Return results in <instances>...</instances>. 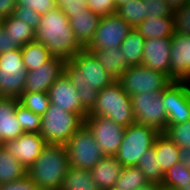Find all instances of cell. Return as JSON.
<instances>
[{"mask_svg":"<svg viewBox=\"0 0 190 190\" xmlns=\"http://www.w3.org/2000/svg\"><path fill=\"white\" fill-rule=\"evenodd\" d=\"M63 72L77 89L81 105L88 113L96 105L99 91L116 81L85 48L65 61Z\"/></svg>","mask_w":190,"mask_h":190,"instance_id":"cell-1","label":"cell"},{"mask_svg":"<svg viewBox=\"0 0 190 190\" xmlns=\"http://www.w3.org/2000/svg\"><path fill=\"white\" fill-rule=\"evenodd\" d=\"M34 41L43 43L53 57L71 60L84 47L76 39L69 19L59 7L41 15L34 30Z\"/></svg>","mask_w":190,"mask_h":190,"instance_id":"cell-2","label":"cell"},{"mask_svg":"<svg viewBox=\"0 0 190 190\" xmlns=\"http://www.w3.org/2000/svg\"><path fill=\"white\" fill-rule=\"evenodd\" d=\"M69 167L65 146L47 143L39 157L27 169V176L40 190H59Z\"/></svg>","mask_w":190,"mask_h":190,"instance_id":"cell-3","label":"cell"},{"mask_svg":"<svg viewBox=\"0 0 190 190\" xmlns=\"http://www.w3.org/2000/svg\"><path fill=\"white\" fill-rule=\"evenodd\" d=\"M87 116L105 117L123 127L136 122L131 96L123 90L118 80L99 91L96 105Z\"/></svg>","mask_w":190,"mask_h":190,"instance_id":"cell-4","label":"cell"},{"mask_svg":"<svg viewBox=\"0 0 190 190\" xmlns=\"http://www.w3.org/2000/svg\"><path fill=\"white\" fill-rule=\"evenodd\" d=\"M84 125V119L76 113L68 112L51 104L41 116L40 135L46 143L65 145Z\"/></svg>","mask_w":190,"mask_h":190,"instance_id":"cell-5","label":"cell"},{"mask_svg":"<svg viewBox=\"0 0 190 190\" xmlns=\"http://www.w3.org/2000/svg\"><path fill=\"white\" fill-rule=\"evenodd\" d=\"M156 128L133 123L125 128L122 143L115 155L123 167L137 166L143 154L153 147L157 136L160 134Z\"/></svg>","mask_w":190,"mask_h":190,"instance_id":"cell-6","label":"cell"},{"mask_svg":"<svg viewBox=\"0 0 190 190\" xmlns=\"http://www.w3.org/2000/svg\"><path fill=\"white\" fill-rule=\"evenodd\" d=\"M64 146L67 150L70 167L90 171L105 157L85 125Z\"/></svg>","mask_w":190,"mask_h":190,"instance_id":"cell-7","label":"cell"},{"mask_svg":"<svg viewBox=\"0 0 190 190\" xmlns=\"http://www.w3.org/2000/svg\"><path fill=\"white\" fill-rule=\"evenodd\" d=\"M27 70L21 48L0 54V97L18 99L24 92Z\"/></svg>","mask_w":190,"mask_h":190,"instance_id":"cell-8","label":"cell"},{"mask_svg":"<svg viewBox=\"0 0 190 190\" xmlns=\"http://www.w3.org/2000/svg\"><path fill=\"white\" fill-rule=\"evenodd\" d=\"M118 81L129 96L145 92L163 91L173 82L167 74L147 68L142 64L130 66Z\"/></svg>","mask_w":190,"mask_h":190,"instance_id":"cell-9","label":"cell"},{"mask_svg":"<svg viewBox=\"0 0 190 190\" xmlns=\"http://www.w3.org/2000/svg\"><path fill=\"white\" fill-rule=\"evenodd\" d=\"M163 91L145 92L131 96L136 123L151 126L159 132L167 128V113L162 101Z\"/></svg>","mask_w":190,"mask_h":190,"instance_id":"cell-10","label":"cell"},{"mask_svg":"<svg viewBox=\"0 0 190 190\" xmlns=\"http://www.w3.org/2000/svg\"><path fill=\"white\" fill-rule=\"evenodd\" d=\"M162 103L167 113V125L190 120V82L173 81L162 93Z\"/></svg>","mask_w":190,"mask_h":190,"instance_id":"cell-11","label":"cell"},{"mask_svg":"<svg viewBox=\"0 0 190 190\" xmlns=\"http://www.w3.org/2000/svg\"><path fill=\"white\" fill-rule=\"evenodd\" d=\"M84 125L91 132L105 156H115L117 154L126 127L99 116H86Z\"/></svg>","mask_w":190,"mask_h":190,"instance_id":"cell-12","label":"cell"},{"mask_svg":"<svg viewBox=\"0 0 190 190\" xmlns=\"http://www.w3.org/2000/svg\"><path fill=\"white\" fill-rule=\"evenodd\" d=\"M133 27L117 13L101 17L94 37L85 49L120 47Z\"/></svg>","mask_w":190,"mask_h":190,"instance_id":"cell-13","label":"cell"},{"mask_svg":"<svg viewBox=\"0 0 190 190\" xmlns=\"http://www.w3.org/2000/svg\"><path fill=\"white\" fill-rule=\"evenodd\" d=\"M48 95L51 104L57 105L65 111L79 114L83 119L88 115L81 105L77 89L64 72L52 84Z\"/></svg>","mask_w":190,"mask_h":190,"instance_id":"cell-14","label":"cell"},{"mask_svg":"<svg viewBox=\"0 0 190 190\" xmlns=\"http://www.w3.org/2000/svg\"><path fill=\"white\" fill-rule=\"evenodd\" d=\"M47 143L40 133L24 132L17 139L3 144L26 169H28L41 154Z\"/></svg>","mask_w":190,"mask_h":190,"instance_id":"cell-15","label":"cell"},{"mask_svg":"<svg viewBox=\"0 0 190 190\" xmlns=\"http://www.w3.org/2000/svg\"><path fill=\"white\" fill-rule=\"evenodd\" d=\"M171 40L170 78L190 82V35L175 32Z\"/></svg>","mask_w":190,"mask_h":190,"instance_id":"cell-16","label":"cell"},{"mask_svg":"<svg viewBox=\"0 0 190 190\" xmlns=\"http://www.w3.org/2000/svg\"><path fill=\"white\" fill-rule=\"evenodd\" d=\"M65 61L53 57L44 65L35 70L27 71L24 92H46L48 93L52 84L63 73Z\"/></svg>","mask_w":190,"mask_h":190,"instance_id":"cell-17","label":"cell"},{"mask_svg":"<svg viewBox=\"0 0 190 190\" xmlns=\"http://www.w3.org/2000/svg\"><path fill=\"white\" fill-rule=\"evenodd\" d=\"M171 46V38L145 40L142 65L161 71L170 77Z\"/></svg>","mask_w":190,"mask_h":190,"instance_id":"cell-18","label":"cell"},{"mask_svg":"<svg viewBox=\"0 0 190 190\" xmlns=\"http://www.w3.org/2000/svg\"><path fill=\"white\" fill-rule=\"evenodd\" d=\"M18 102L13 97H0V140L3 144L24 133L16 116Z\"/></svg>","mask_w":190,"mask_h":190,"instance_id":"cell-19","label":"cell"},{"mask_svg":"<svg viewBox=\"0 0 190 190\" xmlns=\"http://www.w3.org/2000/svg\"><path fill=\"white\" fill-rule=\"evenodd\" d=\"M76 39L85 48L93 39L101 17L88 8L83 12L67 16Z\"/></svg>","mask_w":190,"mask_h":190,"instance_id":"cell-20","label":"cell"},{"mask_svg":"<svg viewBox=\"0 0 190 190\" xmlns=\"http://www.w3.org/2000/svg\"><path fill=\"white\" fill-rule=\"evenodd\" d=\"M122 169L123 165L115 156H105L90 173L100 190H112Z\"/></svg>","mask_w":190,"mask_h":190,"instance_id":"cell-21","label":"cell"},{"mask_svg":"<svg viewBox=\"0 0 190 190\" xmlns=\"http://www.w3.org/2000/svg\"><path fill=\"white\" fill-rule=\"evenodd\" d=\"M135 29L145 40L172 38L175 33L174 17H147Z\"/></svg>","mask_w":190,"mask_h":190,"instance_id":"cell-22","label":"cell"},{"mask_svg":"<svg viewBox=\"0 0 190 190\" xmlns=\"http://www.w3.org/2000/svg\"><path fill=\"white\" fill-rule=\"evenodd\" d=\"M94 54L102 67L116 80L130 67L119 47L108 49H86Z\"/></svg>","mask_w":190,"mask_h":190,"instance_id":"cell-23","label":"cell"},{"mask_svg":"<svg viewBox=\"0 0 190 190\" xmlns=\"http://www.w3.org/2000/svg\"><path fill=\"white\" fill-rule=\"evenodd\" d=\"M153 146L159 161V167L162 168L164 173L179 161V146L163 132L157 136Z\"/></svg>","mask_w":190,"mask_h":190,"instance_id":"cell-24","label":"cell"},{"mask_svg":"<svg viewBox=\"0 0 190 190\" xmlns=\"http://www.w3.org/2000/svg\"><path fill=\"white\" fill-rule=\"evenodd\" d=\"M27 169L4 146H0V185L22 179Z\"/></svg>","mask_w":190,"mask_h":190,"instance_id":"cell-25","label":"cell"},{"mask_svg":"<svg viewBox=\"0 0 190 190\" xmlns=\"http://www.w3.org/2000/svg\"><path fill=\"white\" fill-rule=\"evenodd\" d=\"M145 39L133 28L119 47L124 60L129 66L141 65L143 62Z\"/></svg>","mask_w":190,"mask_h":190,"instance_id":"cell-26","label":"cell"},{"mask_svg":"<svg viewBox=\"0 0 190 190\" xmlns=\"http://www.w3.org/2000/svg\"><path fill=\"white\" fill-rule=\"evenodd\" d=\"M59 190H100L90 171L69 167Z\"/></svg>","mask_w":190,"mask_h":190,"instance_id":"cell-27","label":"cell"},{"mask_svg":"<svg viewBox=\"0 0 190 190\" xmlns=\"http://www.w3.org/2000/svg\"><path fill=\"white\" fill-rule=\"evenodd\" d=\"M21 52L27 71L35 70L53 58L47 47L37 41H32L22 46Z\"/></svg>","mask_w":190,"mask_h":190,"instance_id":"cell-28","label":"cell"},{"mask_svg":"<svg viewBox=\"0 0 190 190\" xmlns=\"http://www.w3.org/2000/svg\"><path fill=\"white\" fill-rule=\"evenodd\" d=\"M0 23L7 34L11 35L14 42H17L21 47L34 41V29L28 23L15 18L13 15L2 19Z\"/></svg>","mask_w":190,"mask_h":190,"instance_id":"cell-29","label":"cell"},{"mask_svg":"<svg viewBox=\"0 0 190 190\" xmlns=\"http://www.w3.org/2000/svg\"><path fill=\"white\" fill-rule=\"evenodd\" d=\"M141 169L146 176L148 183L163 184L165 173L159 167V161L156 157L154 146L149 148L144 154L142 159L138 161L137 166Z\"/></svg>","mask_w":190,"mask_h":190,"instance_id":"cell-30","label":"cell"},{"mask_svg":"<svg viewBox=\"0 0 190 190\" xmlns=\"http://www.w3.org/2000/svg\"><path fill=\"white\" fill-rule=\"evenodd\" d=\"M147 184L146 176L140 168L136 166L123 167L112 190H138Z\"/></svg>","mask_w":190,"mask_h":190,"instance_id":"cell-31","label":"cell"},{"mask_svg":"<svg viewBox=\"0 0 190 190\" xmlns=\"http://www.w3.org/2000/svg\"><path fill=\"white\" fill-rule=\"evenodd\" d=\"M190 182V170L179 160L169 168L164 176L162 186L166 190H179Z\"/></svg>","mask_w":190,"mask_h":190,"instance_id":"cell-32","label":"cell"},{"mask_svg":"<svg viewBox=\"0 0 190 190\" xmlns=\"http://www.w3.org/2000/svg\"><path fill=\"white\" fill-rule=\"evenodd\" d=\"M117 14L136 28L146 19L145 5L143 0L129 1L117 8Z\"/></svg>","mask_w":190,"mask_h":190,"instance_id":"cell-33","label":"cell"},{"mask_svg":"<svg viewBox=\"0 0 190 190\" xmlns=\"http://www.w3.org/2000/svg\"><path fill=\"white\" fill-rule=\"evenodd\" d=\"M18 101L21 105L40 116L45 114L51 103L46 92H23Z\"/></svg>","mask_w":190,"mask_h":190,"instance_id":"cell-34","label":"cell"},{"mask_svg":"<svg viewBox=\"0 0 190 190\" xmlns=\"http://www.w3.org/2000/svg\"><path fill=\"white\" fill-rule=\"evenodd\" d=\"M16 116L24 132H40L41 116L33 113L19 102L16 105Z\"/></svg>","mask_w":190,"mask_h":190,"instance_id":"cell-35","label":"cell"},{"mask_svg":"<svg viewBox=\"0 0 190 190\" xmlns=\"http://www.w3.org/2000/svg\"><path fill=\"white\" fill-rule=\"evenodd\" d=\"M163 133L177 146L190 148V120L175 125H167Z\"/></svg>","mask_w":190,"mask_h":190,"instance_id":"cell-36","label":"cell"},{"mask_svg":"<svg viewBox=\"0 0 190 190\" xmlns=\"http://www.w3.org/2000/svg\"><path fill=\"white\" fill-rule=\"evenodd\" d=\"M147 17H174V11L166 0H143Z\"/></svg>","mask_w":190,"mask_h":190,"instance_id":"cell-37","label":"cell"},{"mask_svg":"<svg viewBox=\"0 0 190 190\" xmlns=\"http://www.w3.org/2000/svg\"><path fill=\"white\" fill-rule=\"evenodd\" d=\"M175 32L190 35V2L174 12Z\"/></svg>","mask_w":190,"mask_h":190,"instance_id":"cell-38","label":"cell"},{"mask_svg":"<svg viewBox=\"0 0 190 190\" xmlns=\"http://www.w3.org/2000/svg\"><path fill=\"white\" fill-rule=\"evenodd\" d=\"M87 8L100 17L117 13V7L114 0H89Z\"/></svg>","mask_w":190,"mask_h":190,"instance_id":"cell-39","label":"cell"},{"mask_svg":"<svg viewBox=\"0 0 190 190\" xmlns=\"http://www.w3.org/2000/svg\"><path fill=\"white\" fill-rule=\"evenodd\" d=\"M17 6L32 8L40 15L57 7L55 0H17Z\"/></svg>","mask_w":190,"mask_h":190,"instance_id":"cell-40","label":"cell"},{"mask_svg":"<svg viewBox=\"0 0 190 190\" xmlns=\"http://www.w3.org/2000/svg\"><path fill=\"white\" fill-rule=\"evenodd\" d=\"M13 16L17 19H20L36 29L37 25L41 22V15L37 14L32 8L17 6L13 13Z\"/></svg>","mask_w":190,"mask_h":190,"instance_id":"cell-41","label":"cell"},{"mask_svg":"<svg viewBox=\"0 0 190 190\" xmlns=\"http://www.w3.org/2000/svg\"><path fill=\"white\" fill-rule=\"evenodd\" d=\"M0 190H40V188L26 175L15 182L1 184Z\"/></svg>","mask_w":190,"mask_h":190,"instance_id":"cell-42","label":"cell"},{"mask_svg":"<svg viewBox=\"0 0 190 190\" xmlns=\"http://www.w3.org/2000/svg\"><path fill=\"white\" fill-rule=\"evenodd\" d=\"M17 48H21V46L17 42H14V39L11 35L7 34L0 23V54Z\"/></svg>","mask_w":190,"mask_h":190,"instance_id":"cell-43","label":"cell"},{"mask_svg":"<svg viewBox=\"0 0 190 190\" xmlns=\"http://www.w3.org/2000/svg\"><path fill=\"white\" fill-rule=\"evenodd\" d=\"M17 7V0H0V21L13 15Z\"/></svg>","mask_w":190,"mask_h":190,"instance_id":"cell-44","label":"cell"},{"mask_svg":"<svg viewBox=\"0 0 190 190\" xmlns=\"http://www.w3.org/2000/svg\"><path fill=\"white\" fill-rule=\"evenodd\" d=\"M86 9H87V5L73 4V5H68V6L63 7L61 11L66 16H72V13L83 12Z\"/></svg>","mask_w":190,"mask_h":190,"instance_id":"cell-45","label":"cell"},{"mask_svg":"<svg viewBox=\"0 0 190 190\" xmlns=\"http://www.w3.org/2000/svg\"><path fill=\"white\" fill-rule=\"evenodd\" d=\"M179 160L190 170V148L179 147Z\"/></svg>","mask_w":190,"mask_h":190,"instance_id":"cell-46","label":"cell"},{"mask_svg":"<svg viewBox=\"0 0 190 190\" xmlns=\"http://www.w3.org/2000/svg\"><path fill=\"white\" fill-rule=\"evenodd\" d=\"M170 8L175 12L176 10L181 9L186 4L190 2V0H166Z\"/></svg>","mask_w":190,"mask_h":190,"instance_id":"cell-47","label":"cell"},{"mask_svg":"<svg viewBox=\"0 0 190 190\" xmlns=\"http://www.w3.org/2000/svg\"><path fill=\"white\" fill-rule=\"evenodd\" d=\"M57 7L62 9L65 6L73 5V4H80L86 5L85 3H81L80 0H55Z\"/></svg>","mask_w":190,"mask_h":190,"instance_id":"cell-48","label":"cell"},{"mask_svg":"<svg viewBox=\"0 0 190 190\" xmlns=\"http://www.w3.org/2000/svg\"><path fill=\"white\" fill-rule=\"evenodd\" d=\"M164 187L159 184H154V183H148L147 185L142 186L138 190H163Z\"/></svg>","mask_w":190,"mask_h":190,"instance_id":"cell-49","label":"cell"},{"mask_svg":"<svg viewBox=\"0 0 190 190\" xmlns=\"http://www.w3.org/2000/svg\"><path fill=\"white\" fill-rule=\"evenodd\" d=\"M129 1H135V0H114V3L116 5V7L118 8L119 6L125 4L126 2H129Z\"/></svg>","mask_w":190,"mask_h":190,"instance_id":"cell-50","label":"cell"},{"mask_svg":"<svg viewBox=\"0 0 190 190\" xmlns=\"http://www.w3.org/2000/svg\"><path fill=\"white\" fill-rule=\"evenodd\" d=\"M179 190H190V182H188L184 187H181Z\"/></svg>","mask_w":190,"mask_h":190,"instance_id":"cell-51","label":"cell"},{"mask_svg":"<svg viewBox=\"0 0 190 190\" xmlns=\"http://www.w3.org/2000/svg\"><path fill=\"white\" fill-rule=\"evenodd\" d=\"M89 0H80L81 3H85L87 5Z\"/></svg>","mask_w":190,"mask_h":190,"instance_id":"cell-52","label":"cell"}]
</instances>
